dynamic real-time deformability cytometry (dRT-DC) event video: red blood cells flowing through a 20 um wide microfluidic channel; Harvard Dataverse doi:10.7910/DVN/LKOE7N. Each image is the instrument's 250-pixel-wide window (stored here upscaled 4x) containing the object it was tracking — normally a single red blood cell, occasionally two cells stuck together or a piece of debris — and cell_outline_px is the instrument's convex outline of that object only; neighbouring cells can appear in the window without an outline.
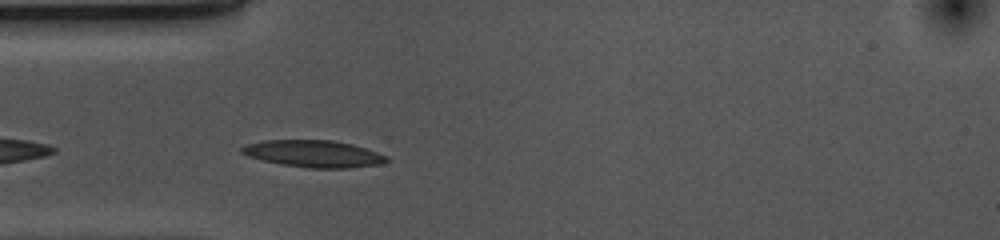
{"species": "common noctule bat (a hibernating species)", "species_latin": "Nyctalus noctula", "temperature_condition": "cold", "stored_images_in_passage": 32, "camera_frame_rate_fps": 3000, "um_per_image_px": 0.085, "animal": {"sex": "female", "body_mass_g": 10.0, "forearm_length_mm": 53.1}, "frame": {"image": 1, "passage_image": 3, "time_ms": 0.667, "image_size_px": [1000, 240], "cell_outline_px": [[388, 160], [380, 164], [348, 168], [312, 168], [280, 164], [248, 156], [240, 152], [240, 148], [248, 144], [264, 140], [332, 140], [352, 144], [388, 156]], "centroid_in_image_um": [26.65, 13.06], "position_along_channel_um": 58.4, "area_um2": 22.54}}
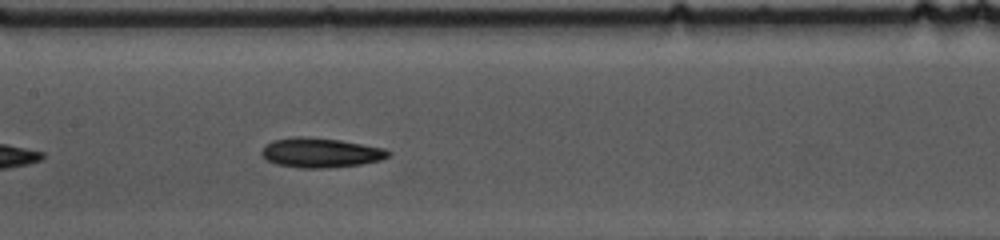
{"frame": {"image": 2, "passage_image": 13, "time_ms": 4.0, "image_size_px": [1000, 240], "cell_outline_px": [[392, 152], [388, 156], [380, 160], [360, 164], [328, 168], [300, 168], [276, 164], [268, 160], [260, 152], [264, 144], [272, 140], [292, 136], [300, 136], [340, 140], [384, 148]], "centroid_in_image_um": [27.21, 12.97], "position_along_channel_um": 180.2, "area_um2": 21.91}}
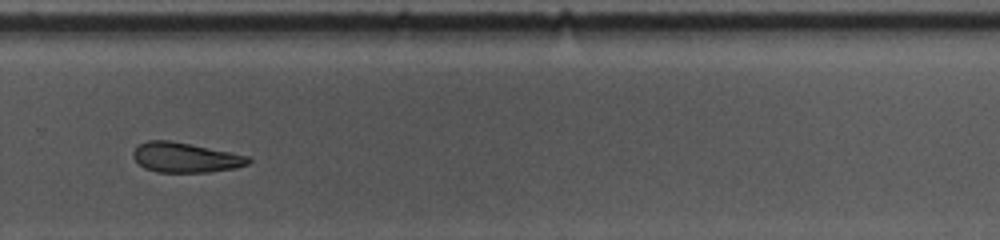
{"frame": {"image": 3, "passage_image": 24, "time_ms": 7.667, "image_size_px": [1000, 240], "cell_outline_px": [[252, 160], [248, 164], [236, 168], [208, 172], [156, 172], [144, 168], [132, 156], [132, 152], [140, 144], [148, 140], [172, 140], [248, 156]], "centroid_in_image_um": [15.75, 13.39], "position_along_channel_um": 314.1, "area_um2": 20.0}, "authors_computed_cell_mechanics": {"area_um2": 21.1837, "velocity_mm_per_s": 3.6671, "shape_relaxation_time_tau1_ms": 5.7754, "shape_relaxation_time_tau2_ms": 11.3758, "deformation_change_tau1": 0.15, "deformation_change_tau2": 0.1914}}